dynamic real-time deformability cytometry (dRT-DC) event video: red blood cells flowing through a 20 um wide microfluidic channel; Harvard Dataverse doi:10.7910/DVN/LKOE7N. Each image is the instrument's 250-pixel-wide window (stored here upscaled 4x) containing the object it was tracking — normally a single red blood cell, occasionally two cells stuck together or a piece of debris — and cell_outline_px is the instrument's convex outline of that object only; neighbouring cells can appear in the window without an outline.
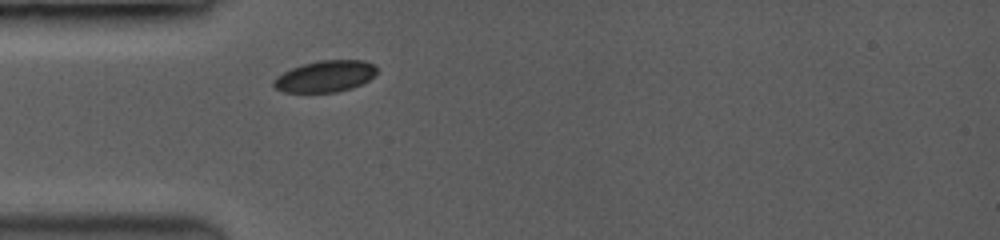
{"species": "common noctule bat (a hibernating species)", "species_latin": "Nyctalus noctula", "temperature_condition": "room temperature", "stored_images_in_passage": 27, "camera_frame_rate_fps": 3500, "um_per_image_px": 0.085, "animal": {"sex": "female", "body_mass_g": 19.0, "forearm_length_mm": 53.3}, "frame": {"image": 1, "passage_image": 1, "time_ms": 0.0, "image_size_px": [1000, 240], "cell_outline_px": [[376, 72], [368, 80], [360, 84], [336, 92], [284, 92], [276, 88], [272, 84], [276, 76], [292, 68], [304, 64], [320, 60], [364, 60], [372, 64], [376, 68]], "centroid_in_image_um": [27.61, 6.48], "position_along_channel_um": 57.4, "area_um2": 18.55}}
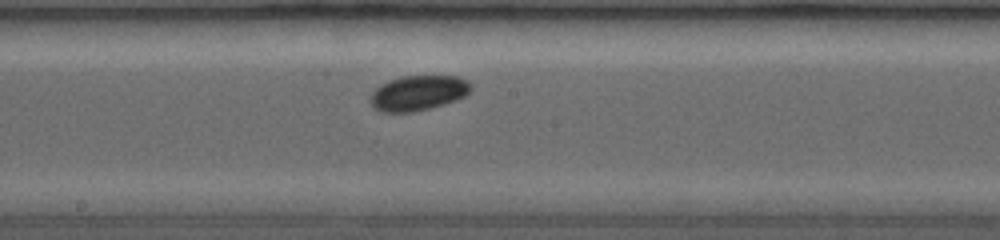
{"frame": {"image": 2, "passage_image": 12, "time_ms": 4.0, "image_size_px": [1000, 240], "cell_outline_px": [[472, 88], [464, 96], [428, 108], [408, 112], [384, 112], [376, 108], [372, 104], [372, 92], [380, 84], [388, 80], [404, 76], [456, 76], [468, 80], [472, 84]], "centroid_in_image_um": [35.55, 7.87], "position_along_channel_um": 212.6, "area_um2": 20.06}}
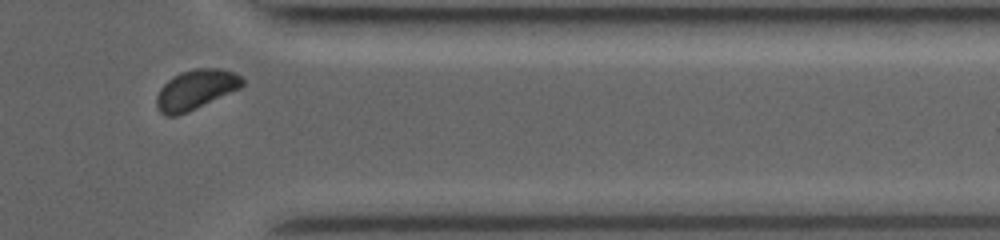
{"frame": {"image": 3, "passage_image": 24, "time_ms": 8.571, "image_size_px": [1000, 240], "cell_outline_px": [[244, 84], [240, 88], [188, 112], [176, 116], [164, 116], [156, 108], [156, 96], [160, 88], [172, 76], [180, 72], [196, 68], [220, 68], [232, 72], [240, 76], [244, 80]], "centroid_in_image_um": [16.6, 7.62], "position_along_channel_um": 394.8, "area_um2": 19.94}, "authors_computed_cell_mechanics": {"area_um2": 19.7676, "velocity_mm_per_s": 3.9929, "shape_relaxation_time_tau1_ms": 2.1971, "shape_relaxation_time_tau2_ms": null, "deformation_change_tau1": 0.0435, "deformation_change_tau2": null}}